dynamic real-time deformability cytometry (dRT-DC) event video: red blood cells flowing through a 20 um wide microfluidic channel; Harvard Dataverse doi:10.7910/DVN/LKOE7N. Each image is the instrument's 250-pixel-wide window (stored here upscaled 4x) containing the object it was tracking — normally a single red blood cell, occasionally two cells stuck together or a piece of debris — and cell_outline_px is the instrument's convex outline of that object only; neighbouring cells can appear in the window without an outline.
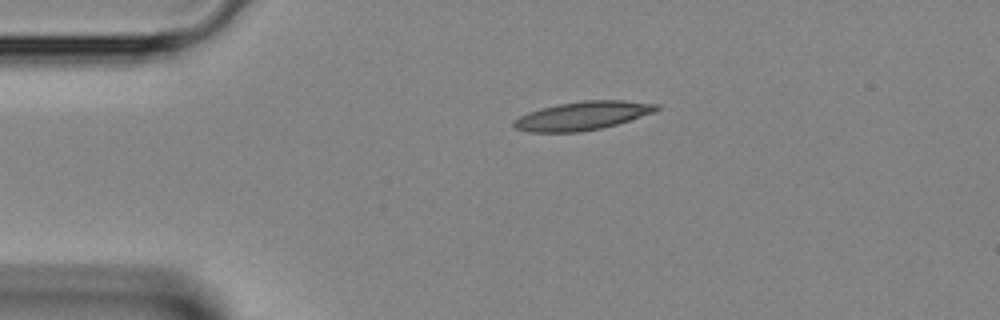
{"species": "Egyptian fruit bat (a non-hibernating species)", "species_latin": "Rousettus aegyptiacus", "temperature_condition": "room temperature", "stored_images_in_passage": 22, "camera_frame_rate_fps": 3000, "um_per_image_px": 0.085, "animal": {"sex": "female"}, "frame": {"image": 1, "passage_image": 1, "time_ms": 0.0, "image_size_px": [1000, 320], "cell_outline_px": [[660, 108], [652, 112], [616, 124], [600, 128], [580, 132], [528, 132], [516, 128], [512, 124], [512, 120], [528, 112], [540, 108], [556, 104], [584, 100], [624, 100], [660, 104]], "centroid_in_image_um": [49.47, 9.83], "position_along_channel_um": 35.5, "area_um2": 23.64}}
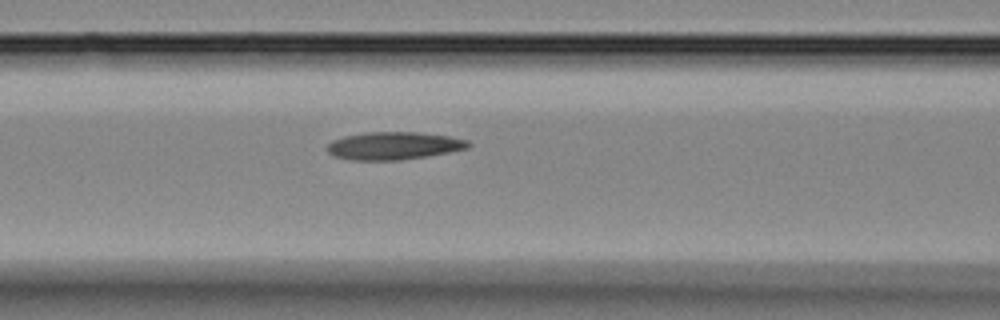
{"frame": {"image": 2, "passage_image": 10, "time_ms": 3.0, "image_size_px": [1000, 320], "cell_outline_px": [[472, 144], [468, 148], [428, 156], [400, 160], [352, 160], [332, 156], [328, 152], [328, 144], [332, 140], [344, 136], [368, 132], [416, 132], [448, 136], [468, 140]], "centroid_in_image_um": [33.46, 12.39], "position_along_channel_um": 133.1, "area_um2": 22.77}}
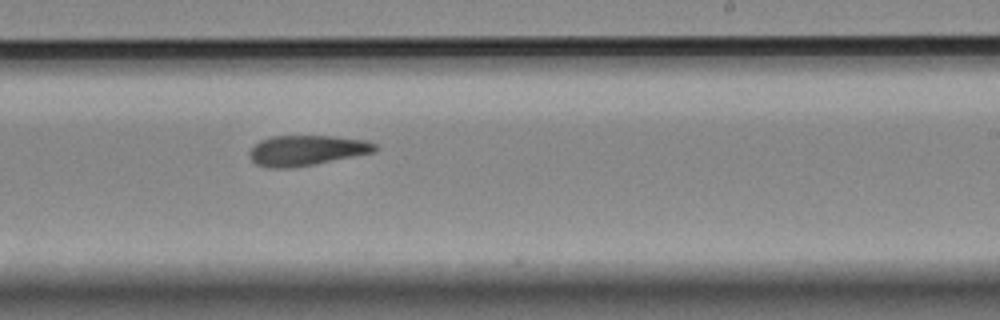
{"frame": {"image": 3, "passage_image": 19, "time_ms": 6.0, "image_size_px": [1000, 320], "cell_outline_px": [[376, 152], [296, 168], [268, 168], [256, 164], [248, 156], [248, 152], [260, 140], [272, 136], [332, 136], [364, 140], [376, 144]], "centroid_in_image_um": [26.04, 12.8], "position_along_channel_um": 263.0, "area_um2": 22.31}}